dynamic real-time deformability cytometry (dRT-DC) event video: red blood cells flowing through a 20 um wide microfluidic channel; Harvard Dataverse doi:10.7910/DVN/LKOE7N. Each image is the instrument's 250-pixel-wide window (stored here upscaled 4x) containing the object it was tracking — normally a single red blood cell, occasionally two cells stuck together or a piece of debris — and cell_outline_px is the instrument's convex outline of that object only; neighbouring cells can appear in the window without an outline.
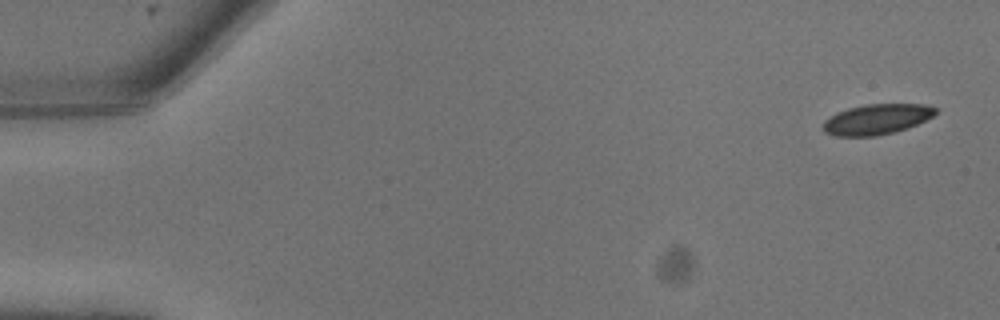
{"species": "common noctule bat (a hibernating species)", "species_latin": "Nyctalus noctula", "temperature_condition": "warm", "stored_images_in_passage": 9, "camera_frame_rate_fps": 3000, "um_per_image_px": 0.085, "animal": {"sex": "male", "body_mass_g": 13.3}, "frame": {"image": 1, "passage_image": 1, "time_ms": 0.0, "image_size_px": [1000, 320], "cell_outline_px": [[936, 112], [932, 116], [916, 124], [892, 132], [876, 136], [836, 136], [824, 132], [824, 120], [836, 112], [848, 108], [868, 104], [924, 104], [936, 108]], "centroid_in_image_um": [74.48, 10.13], "position_along_channel_um": 10.5, "area_um2": 19.59}}
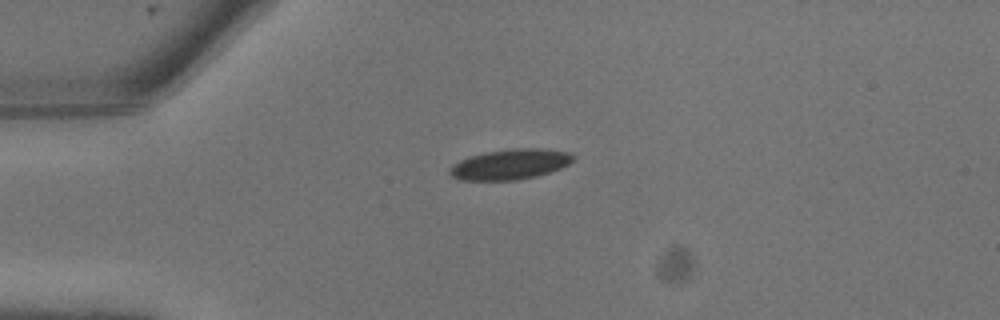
{"frame": {"image": 2, "passage_image": 6, "time_ms": 1.667, "image_size_px": [1000, 320], "cell_outline_px": [[576, 156], [568, 164], [560, 168], [536, 176], [516, 180], [464, 180], [452, 176], [448, 172], [460, 160], [472, 156], [488, 152], [516, 148], [544, 148], [572, 152]], "centroid_in_image_um": [43.44, 13.95], "position_along_channel_um": 41.6, "area_um2": 21.5}}